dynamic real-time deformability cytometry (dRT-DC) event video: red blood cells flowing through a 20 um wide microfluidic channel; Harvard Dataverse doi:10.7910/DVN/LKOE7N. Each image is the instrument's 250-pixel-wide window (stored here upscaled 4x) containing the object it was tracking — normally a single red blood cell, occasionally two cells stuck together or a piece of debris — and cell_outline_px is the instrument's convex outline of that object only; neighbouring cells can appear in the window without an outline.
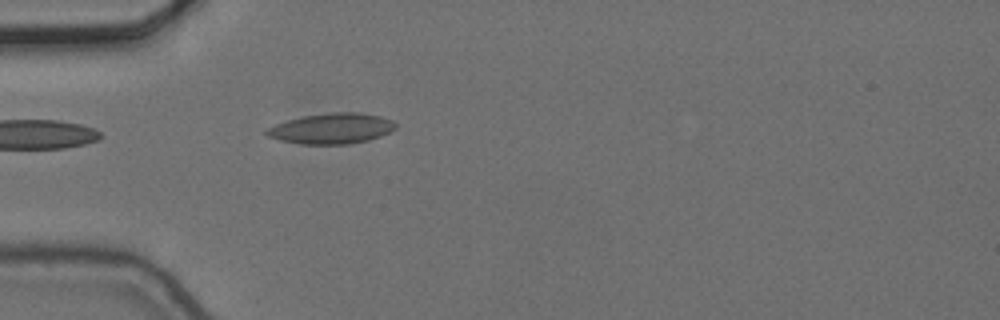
{"species": "common noctule bat (a hibernating species)", "species_latin": "Nyctalus noctula", "temperature_condition": "cold", "stored_images_in_passage": 4, "camera_frame_rate_fps": 3000, "um_per_image_px": 0.085, "animal": {"sex": "female", "body_mass_g": 24.6, "forearm_length_mm": 56.2}, "frame": {"image": 1, "passage_image": 4, "time_ms": 1.0, "image_size_px": [1000, 320], "cell_outline_px": [[396, 128], [380, 136], [368, 140], [348, 144], [300, 144], [280, 140], [268, 136], [264, 132], [268, 128], [276, 124], [288, 120], [304, 116], [332, 112], [356, 112], [380, 116], [392, 120], [396, 124]], "centroid_in_image_um": [28.19, 10.92], "position_along_channel_um": 56.8, "area_um2": 22.77}}